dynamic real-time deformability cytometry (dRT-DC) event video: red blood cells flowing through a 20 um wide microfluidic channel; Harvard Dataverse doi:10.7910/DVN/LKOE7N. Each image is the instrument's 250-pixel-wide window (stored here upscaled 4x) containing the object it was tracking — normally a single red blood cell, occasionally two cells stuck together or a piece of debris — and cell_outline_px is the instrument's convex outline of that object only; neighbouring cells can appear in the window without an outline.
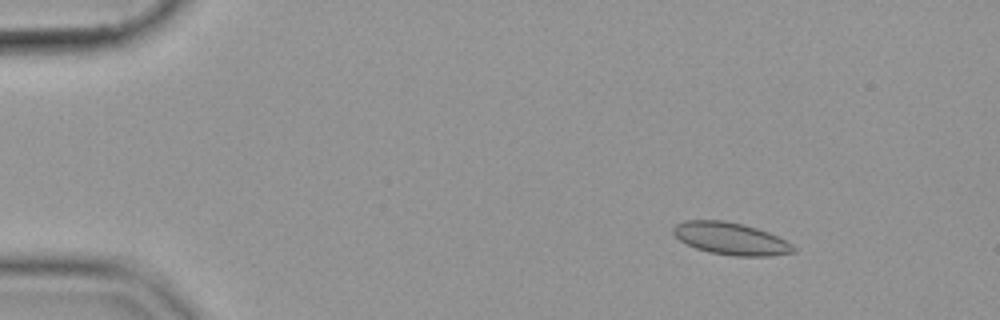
{"species": "common noctule bat (a hibernating species)", "species_latin": "Nyctalus noctula", "temperature_condition": "cold", "stored_images_in_passage": 55, "camera_frame_rate_fps": 3000, "um_per_image_px": 0.085, "animal": {"sex": "female", "body_mass_g": 19.9}, "frame": {"image": 1, "passage_image": 8, "time_ms": 2.333, "image_size_px": [1000, 320], "cell_outline_px": [[796, 252], [768, 256], [732, 256], [708, 252], [696, 248], [680, 240], [672, 232], [672, 228], [676, 224], [684, 220], [724, 220], [744, 224], [768, 232], [792, 244], [796, 248]], "centroid_in_image_um": [62.1, 20.28], "position_along_channel_um": 22.9, "area_um2": 22.6}}
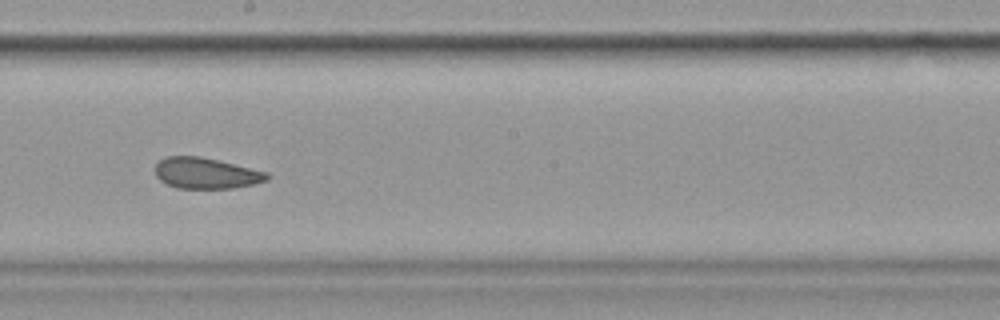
{"frame": {"image": 2, "passage_image": 32, "time_ms": 10.333, "image_size_px": [1000, 320], "cell_outline_px": [[272, 176], [268, 180], [252, 184], [232, 188], [176, 188], [160, 180], [156, 176], [156, 164], [160, 160], [168, 156], [200, 156], [268, 172]], "centroid_in_image_um": [17.53, 14.72], "position_along_channel_um": 230.7, "area_um2": 20.06}}
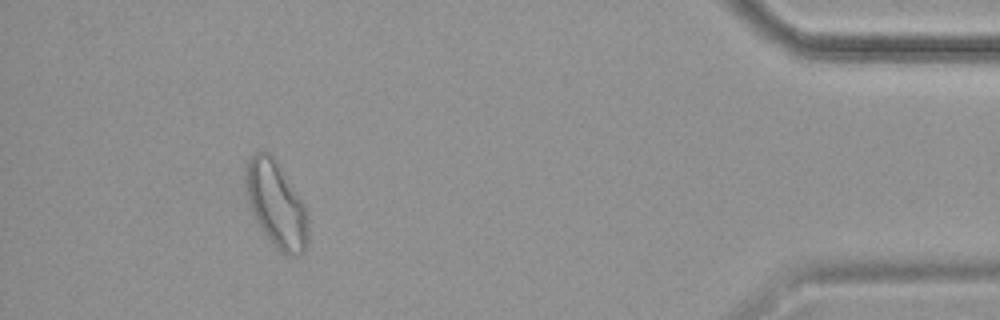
{"frame": {"image": 3, "passage_image": 51, "time_ms": 16.667, "image_size_px": [1000, 320], "cell_outline_px": [[308, 240], [304, 252], [300, 256], [288, 256], [280, 252], [276, 248], [264, 232], [256, 220], [248, 204], [244, 184], [244, 176], [248, 160], [256, 152], [268, 152], [276, 160], [304, 204], [308, 220]], "centroid_in_image_um": [23.47, 17.4], "position_along_channel_um": 411.7, "area_um2": 31.27}}